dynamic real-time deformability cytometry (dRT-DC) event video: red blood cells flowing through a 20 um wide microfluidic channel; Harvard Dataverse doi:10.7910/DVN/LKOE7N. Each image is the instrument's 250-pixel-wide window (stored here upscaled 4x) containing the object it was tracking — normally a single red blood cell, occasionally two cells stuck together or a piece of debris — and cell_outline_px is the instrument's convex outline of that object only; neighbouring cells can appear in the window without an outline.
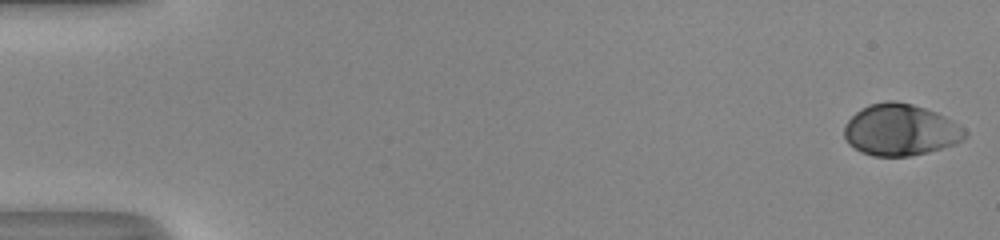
{"species": "human", "species_latin": "Homo sapiens", "temperature_condition": "room temperature", "stored_images_in_passage": 11, "camera_frame_rate_fps": 3000, "um_per_image_px": 0.085, "donor": {"sex": "male"}, "frame": {"image": 1, "passage_image": 1, "time_ms": 0.0, "image_size_px": [1000, 240], "cell_outline_px": [[968, 136], [964, 140], [956, 144], [928, 152], [908, 156], [872, 156], [860, 152], [848, 144], [844, 136], [844, 124], [856, 112], [868, 104], [888, 100], [896, 100], [912, 104], [936, 112], [952, 120], [964, 128], [968, 132]], "centroid_in_image_um": [76.54, 11.04], "position_along_channel_um": 8.5, "area_um2": 36.65}}